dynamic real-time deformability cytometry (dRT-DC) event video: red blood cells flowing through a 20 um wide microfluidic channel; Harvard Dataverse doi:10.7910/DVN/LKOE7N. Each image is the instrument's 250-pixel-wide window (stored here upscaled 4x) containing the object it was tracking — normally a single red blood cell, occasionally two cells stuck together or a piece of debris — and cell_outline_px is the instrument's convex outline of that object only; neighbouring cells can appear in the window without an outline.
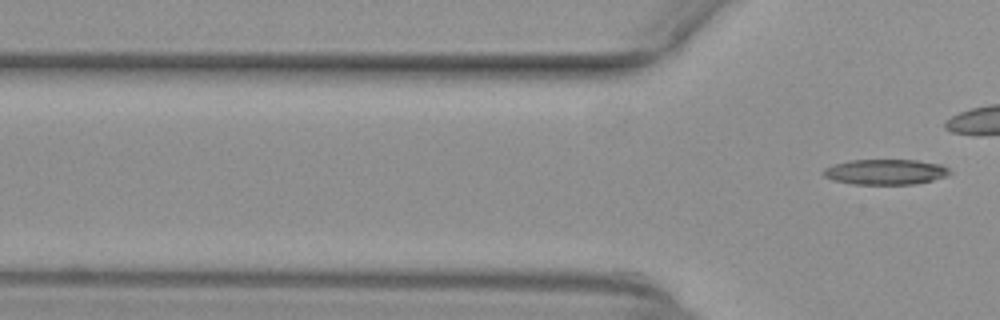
{"species": "common noctule bat (a hibernating species)", "species_latin": "Nyctalus noctula", "temperature_condition": "warm", "stored_images_in_passage": 3, "camera_frame_rate_fps": 3000, "um_per_image_px": 0.085, "animal": {"sex": "female", "body_mass_g": 29.2, "forearm_length_mm": 56.3}, "frame": {"image": 1, "passage_image": 3, "time_ms": 0.667, "image_size_px": [1000, 320], "cell_outline_px": [[952, 172], [948, 176], [916, 184], [852, 184], [832, 180], [824, 176], [820, 172], [824, 168], [848, 160], [916, 160], [940, 164], [948, 168]], "centroid_in_image_um": [75.25, 14.61], "position_along_channel_um": 50.5, "area_um2": 18.79}}